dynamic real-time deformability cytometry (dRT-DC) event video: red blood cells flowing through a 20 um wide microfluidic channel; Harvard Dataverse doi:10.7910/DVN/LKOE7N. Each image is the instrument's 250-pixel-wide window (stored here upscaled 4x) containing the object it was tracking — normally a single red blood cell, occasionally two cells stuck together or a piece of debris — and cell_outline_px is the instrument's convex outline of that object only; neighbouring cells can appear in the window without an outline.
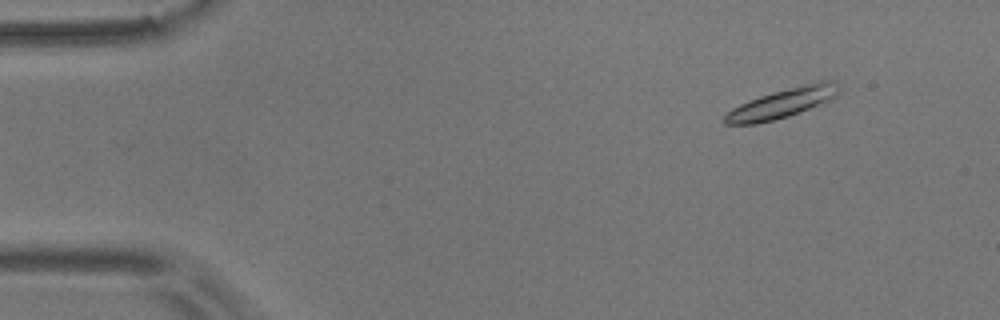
{"species": "common noctule bat (a hibernating species)", "species_latin": "Nyctalus noctula", "temperature_condition": "room temperature", "stored_images_in_passage": 52, "camera_frame_rate_fps": 3000, "um_per_image_px": 0.085, "animal": {"sex": "male", "body_mass_g": 17.9}, "frame": {"image": 1, "passage_image": 4, "time_ms": 1.0, "image_size_px": [1000, 320], "cell_outline_px": [[836, 96], [832, 100], [788, 116], [756, 124], [724, 124], [724, 116], [732, 108], [748, 100], [772, 92], [820, 80], [836, 80]], "centroid_in_image_um": [66.48, 8.77], "position_along_channel_um": 18.5, "area_um2": 19.36}}
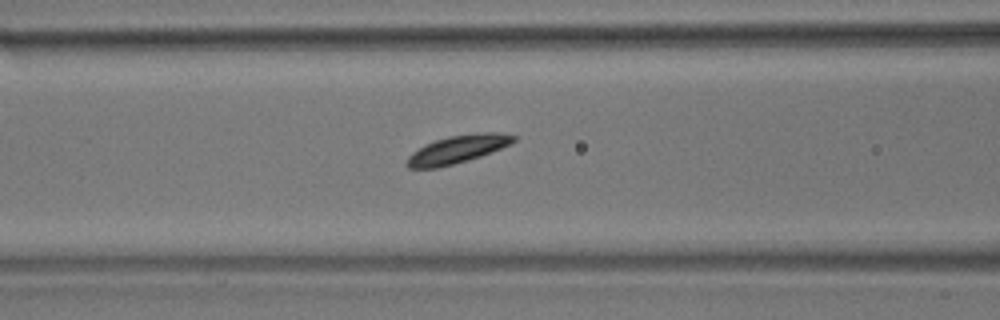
{"frame": {"image": 2, "passage_image": 17, "time_ms": 5.333, "image_size_px": [1000, 320], "cell_outline_px": [[516, 140], [512, 144], [480, 156], [468, 160], [436, 168], [408, 168], [404, 164], [408, 156], [412, 152], [424, 144], [448, 136], [484, 132], [500, 132], [516, 136]], "centroid_in_image_um": [38.88, 12.68], "position_along_channel_um": 127.7, "area_um2": 17.4}}
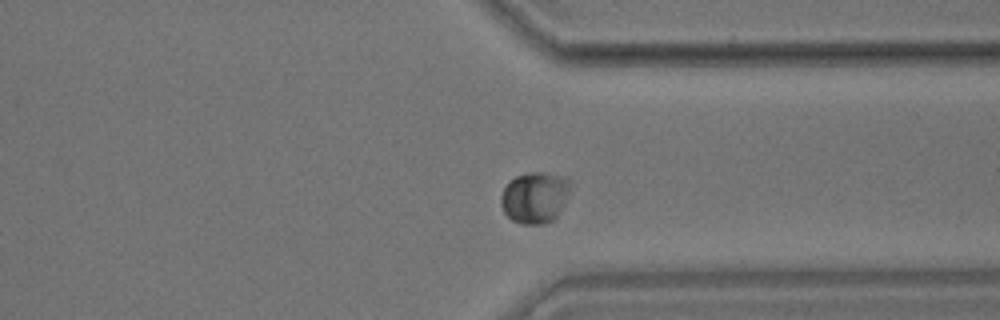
{"frame": {"image": 3, "passage_image": 38, "time_ms": 12.333, "image_size_px": [1000, 320], "cell_outline_px": [[572, 180], [568, 192], [556, 216], [552, 220], [544, 224], [524, 224], [512, 220], [504, 212], [500, 204], [500, 196], [504, 188], [516, 176], [532, 172], [540, 172], [564, 176]], "centroid_in_image_um": [45.44, 16.77], "position_along_channel_um": 366.0, "area_um2": 20.46}}